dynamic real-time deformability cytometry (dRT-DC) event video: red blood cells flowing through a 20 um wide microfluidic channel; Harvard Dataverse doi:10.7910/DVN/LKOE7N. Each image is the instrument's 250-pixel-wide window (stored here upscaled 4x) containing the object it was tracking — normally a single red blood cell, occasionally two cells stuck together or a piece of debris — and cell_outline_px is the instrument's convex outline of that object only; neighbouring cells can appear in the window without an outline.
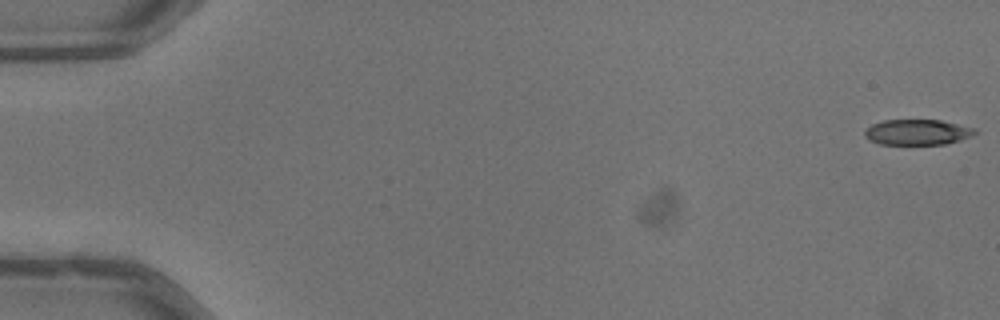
{"species": "common noctule bat (a hibernating species)", "species_latin": "Nyctalus noctula", "temperature_condition": "warm", "stored_images_in_passage": 18, "camera_frame_rate_fps": 3000, "um_per_image_px": 0.085, "animal": {"sex": "male", "body_mass_g": 13.3}, "frame": {"image": 1, "passage_image": 1, "time_ms": 0.0, "image_size_px": [1000, 320], "cell_outline_px": [[976, 132], [972, 136], [960, 140], [944, 144], [880, 144], [868, 140], [864, 136], [864, 132], [872, 124], [884, 120], [940, 120], [976, 128]], "centroid_in_image_um": [77.97, 11.23], "position_along_channel_um": 7.0, "area_um2": 16.36}}
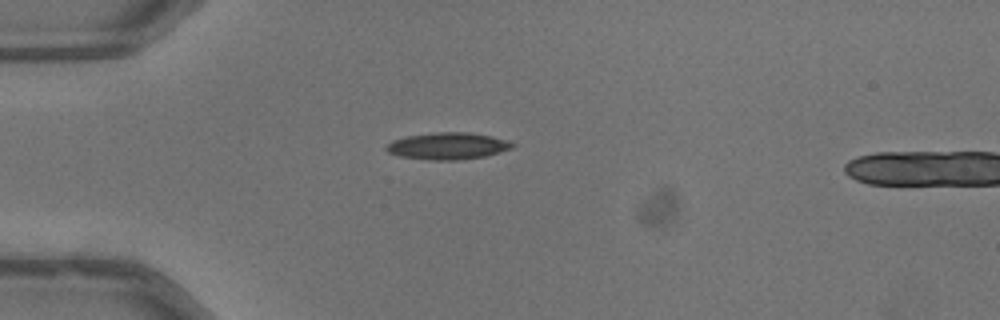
{"frame": {"image": 2, "passage_image": 15, "time_ms": 4.667, "image_size_px": [1000, 320], "cell_outline_px": [[516, 144], [512, 148], [500, 152], [484, 156], [456, 160], [428, 160], [400, 156], [388, 152], [384, 148], [392, 140], [408, 136], [436, 132], [468, 132], [492, 136], [508, 140]], "centroid_in_image_um": [38.07, 12.4], "position_along_channel_um": 46.9, "area_um2": 19.71}}